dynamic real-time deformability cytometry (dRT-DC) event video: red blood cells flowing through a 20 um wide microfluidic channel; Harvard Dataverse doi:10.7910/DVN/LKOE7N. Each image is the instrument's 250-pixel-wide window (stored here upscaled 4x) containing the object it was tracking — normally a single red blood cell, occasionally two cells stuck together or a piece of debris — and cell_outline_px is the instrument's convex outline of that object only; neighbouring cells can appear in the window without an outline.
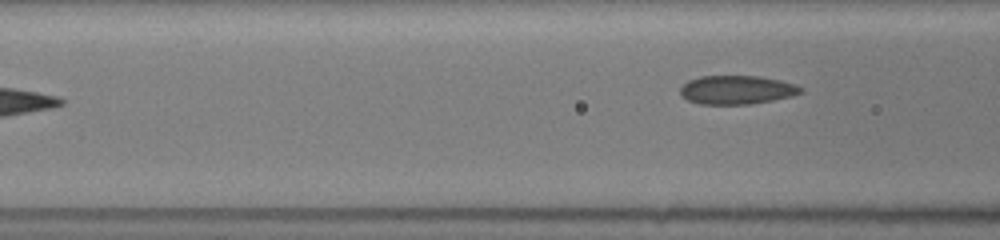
{"species": "common noctule bat (a hibernating species)", "species_latin": "Nyctalus noctula", "temperature_condition": "room temperature", "stored_images_in_passage": 6, "camera_frame_rate_fps": 3000, "um_per_image_px": 0.085, "animal": {"sex": "female", "body_mass_g": 19.5, "forearm_length_mm": 54.1}, "frame": {"image": 1, "passage_image": 6, "time_ms": 4.333, "image_size_px": [1000, 240], "cell_outline_px": [[804, 92], [792, 96], [772, 100], [748, 104], [700, 104], [688, 100], [680, 96], [680, 88], [688, 80], [700, 76], [760, 76], [780, 80], [796, 84], [804, 88]], "centroid_in_image_um": [62.64, 7.63], "position_along_channel_um": 104.0, "area_um2": 20.29}}